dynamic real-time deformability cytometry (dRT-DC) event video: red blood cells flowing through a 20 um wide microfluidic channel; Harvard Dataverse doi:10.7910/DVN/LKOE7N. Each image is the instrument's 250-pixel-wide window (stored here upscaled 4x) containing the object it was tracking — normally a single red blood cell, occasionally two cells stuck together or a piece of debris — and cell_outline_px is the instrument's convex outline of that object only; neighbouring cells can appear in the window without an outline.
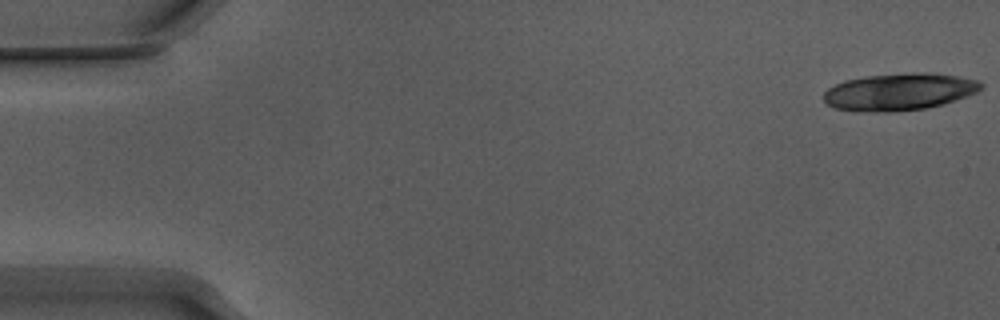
{"species": "Egyptian fruit bat (a non-hibernating species)", "species_latin": "Rousettus aegyptiacus", "temperature_condition": "warm", "stored_images_in_passage": 19, "camera_frame_rate_fps": 3000, "um_per_image_px": 0.085, "animal": {"sex": "male"}, "frame": {"image": 1, "passage_image": 1, "time_ms": 0.0, "image_size_px": [1000, 320], "cell_outline_px": [[984, 84], [976, 92], [944, 104], [928, 108], [892, 112], [876, 112], [836, 108], [828, 104], [824, 100], [824, 92], [828, 88], [844, 80], [868, 76], [916, 72], [924, 72], [956, 76], [980, 80]], "centroid_in_image_um": [76.46, 7.8], "position_along_channel_um": 8.5, "area_um2": 33.76}}